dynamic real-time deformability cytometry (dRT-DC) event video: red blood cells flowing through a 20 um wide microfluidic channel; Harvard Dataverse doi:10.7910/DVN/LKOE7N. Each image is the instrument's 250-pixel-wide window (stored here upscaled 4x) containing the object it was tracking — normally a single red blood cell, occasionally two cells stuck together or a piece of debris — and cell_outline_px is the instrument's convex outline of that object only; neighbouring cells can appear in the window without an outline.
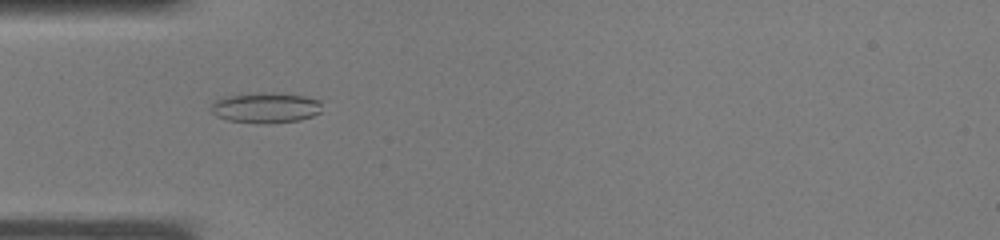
{"species": "common noctule bat (a hibernating species)", "species_latin": "Nyctalus noctula", "temperature_condition": "warm", "stored_images_in_passage": 29, "camera_frame_rate_fps": 3000, "um_per_image_px": 0.085, "animal": {"sex": "male", "body_mass_g": 19.0, "forearm_length_mm": 50.8}, "frame": {"image": 1, "passage_image": 4, "time_ms": 1.0, "image_size_px": [1000, 240], "cell_outline_px": [[320, 112], [312, 116], [300, 120], [268, 124], [264, 124], [228, 120], [216, 116], [212, 112], [212, 104], [216, 100], [224, 96], [240, 92], [272, 92], [304, 96], [320, 100]], "centroid_in_image_um": [22.55, 9.14], "position_along_channel_um": 62.5, "area_um2": 20.06}}
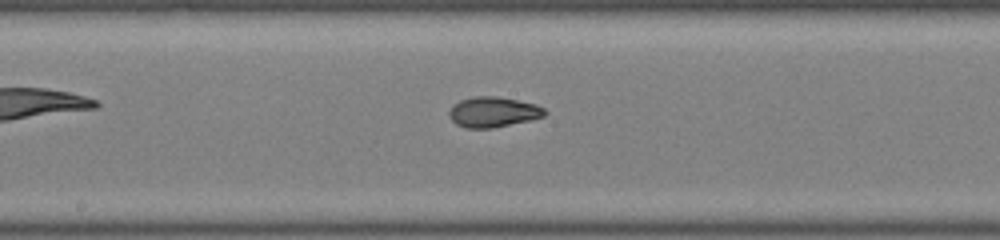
{"frame": {"image": 2, "passage_image": 12, "time_ms": 3.667, "image_size_px": [1000, 240], "cell_outline_px": [[548, 112], [544, 116], [532, 120], [492, 128], [464, 128], [456, 124], [448, 116], [448, 112], [452, 104], [460, 100], [472, 96], [496, 96], [536, 104], [544, 108]], "centroid_in_image_um": [41.9, 9.52], "position_along_channel_um": 206.3, "area_um2": 17.11}}
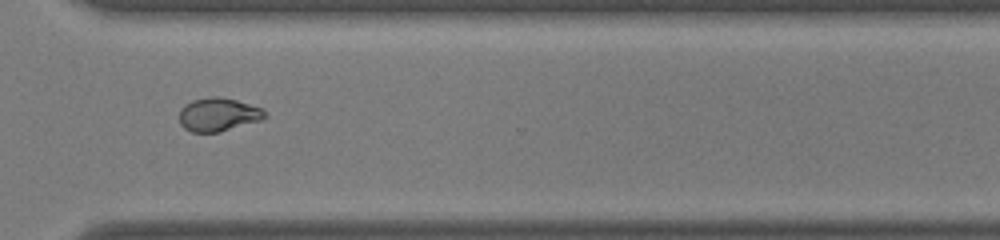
{"frame": {"image": 3, "passage_image": 20, "time_ms": 6.333, "image_size_px": [1000, 240], "cell_outline_px": [[268, 116], [260, 120], [220, 132], [192, 132], [184, 128], [180, 124], [180, 108], [184, 104], [192, 100], [208, 96], [216, 96], [236, 100], [264, 108]], "centroid_in_image_um": [18.55, 9.72], "position_along_channel_um": 352.0, "area_um2": 16.82}}